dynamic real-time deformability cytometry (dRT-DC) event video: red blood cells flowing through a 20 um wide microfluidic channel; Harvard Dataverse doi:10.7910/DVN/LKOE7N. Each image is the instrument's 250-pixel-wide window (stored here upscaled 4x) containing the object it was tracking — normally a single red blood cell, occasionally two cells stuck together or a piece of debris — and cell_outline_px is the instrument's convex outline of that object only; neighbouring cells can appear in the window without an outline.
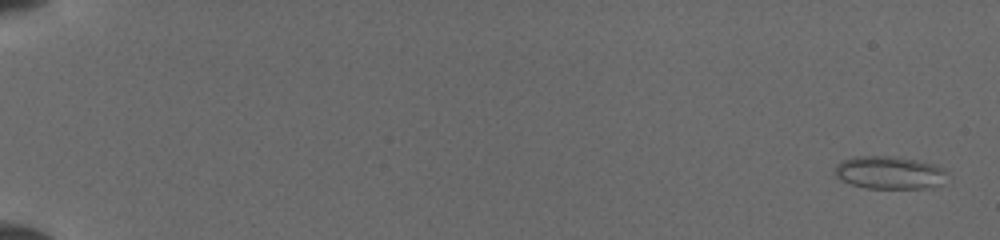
{"species": "common noctule bat (a hibernating species)", "species_latin": "Nyctalus noctula", "temperature_condition": "cold", "stored_images_in_passage": 14, "camera_frame_rate_fps": 3000, "um_per_image_px": 0.085, "animal": {"sex": "female", "body_mass_g": 19.5, "forearm_length_mm": 54.1}, "frame": {"image": 1, "passage_image": 1, "time_ms": 0.0, "image_size_px": [1000, 240], "cell_outline_px": [[948, 172], [940, 184], [932, 188], [864, 188], [840, 180], [832, 172], [836, 164], [840, 160], [852, 156], [896, 156], [936, 164], [944, 168]], "centroid_in_image_um": [75.56, 14.66], "position_along_channel_um": 9.4, "area_um2": 21.91}}
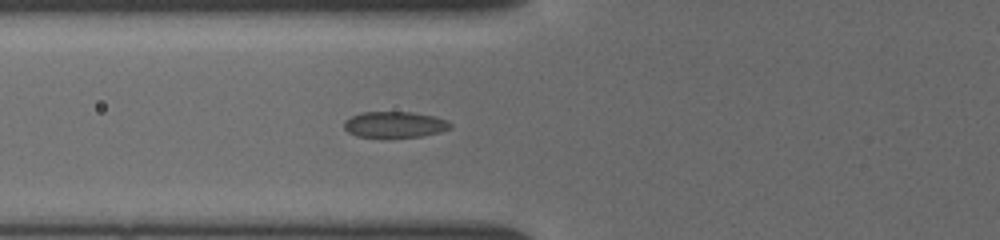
{"frame": {"image": 2, "passage_image": 9, "time_ms": 6.667, "image_size_px": [1000, 240], "cell_outline_px": [[452, 128], [440, 132], [420, 136], [388, 140], [384, 140], [356, 136], [348, 132], [344, 128], [344, 120], [360, 112], [412, 112], [432, 116], [448, 120], [452, 124]], "centroid_in_image_um": [33.52, 10.63], "position_along_channel_um": 92.3, "area_um2": 16.88}}
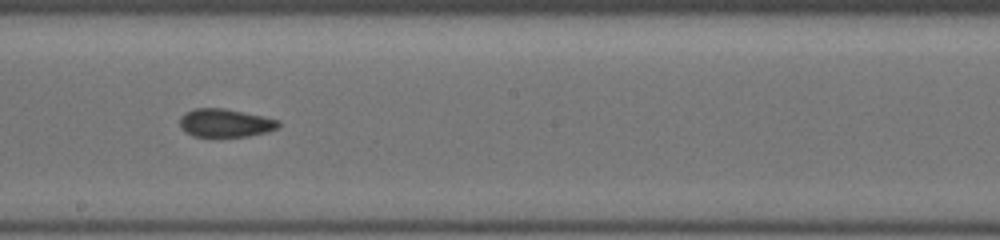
{"frame": {"image": 3, "passage_image": 13, "time_ms": 10.0, "image_size_px": [1000, 240], "cell_outline_px": [[280, 124], [276, 128], [268, 132], [248, 136], [192, 136], [184, 132], [180, 128], [180, 116], [184, 112], [196, 108], [224, 108], [280, 120]], "centroid_in_image_um": [19.11, 10.45], "position_along_channel_um": 229.1, "area_um2": 16.24}}